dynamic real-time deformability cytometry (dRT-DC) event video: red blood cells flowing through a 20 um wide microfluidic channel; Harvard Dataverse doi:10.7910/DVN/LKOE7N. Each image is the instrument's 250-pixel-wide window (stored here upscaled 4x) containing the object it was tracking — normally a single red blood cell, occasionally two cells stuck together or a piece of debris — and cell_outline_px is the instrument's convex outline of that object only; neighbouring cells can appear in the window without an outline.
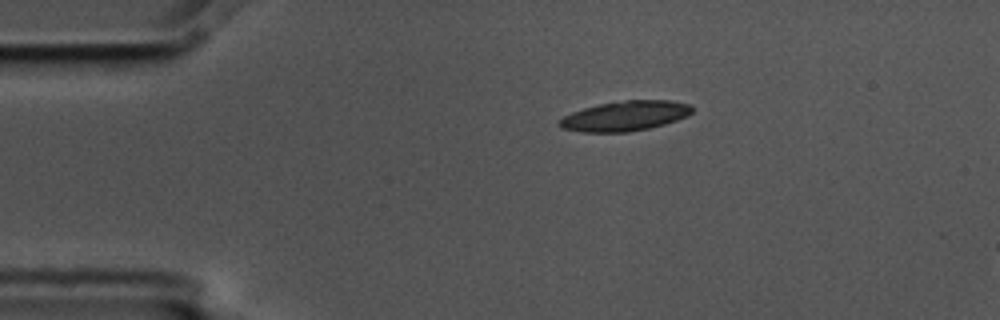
{"species": "common noctule bat (a hibernating species)", "species_latin": "Nyctalus noctula", "temperature_condition": "cold", "stored_images_in_passage": 2, "camera_frame_rate_fps": 3000, "um_per_image_px": 0.085, "animal": {"sex": "male", "body_mass_g": 17.5, "forearm_length_mm": 52.3}, "frame": {"image": 1, "passage_image": 1, "time_ms": 0.0, "image_size_px": [1000, 320], "cell_outline_px": [[692, 112], [688, 116], [664, 124], [648, 128], [628, 132], [580, 132], [560, 128], [556, 124], [564, 116], [572, 112], [584, 108], [600, 104], [624, 100], [672, 100], [692, 104]], "centroid_in_image_um": [53.13, 9.85], "position_along_channel_um": 31.9, "area_um2": 23.24}}